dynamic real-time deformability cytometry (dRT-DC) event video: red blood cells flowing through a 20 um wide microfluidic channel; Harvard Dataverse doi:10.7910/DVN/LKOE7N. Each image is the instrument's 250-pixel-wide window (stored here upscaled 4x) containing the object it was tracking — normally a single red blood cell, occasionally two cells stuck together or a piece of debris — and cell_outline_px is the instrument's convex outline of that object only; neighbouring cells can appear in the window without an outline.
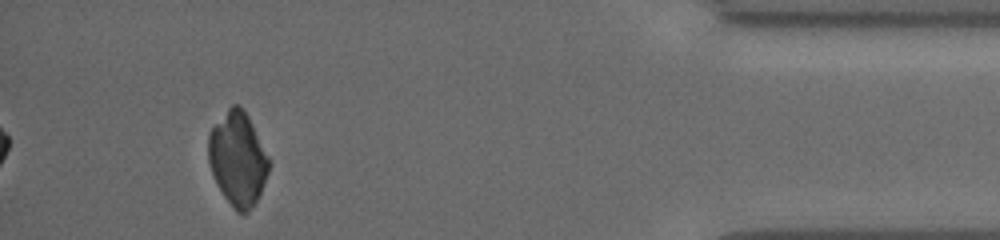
{"species": "common noctule bat (a hibernating species)", "species_latin": "Nyctalus noctula", "temperature_condition": "cold", "stored_images_in_passage": 36, "camera_frame_rate_fps": 3000, "um_per_image_px": 0.085, "animal": {"sex": "female", "body_mass_g": 19.5, "forearm_length_mm": 54.1}, "frame": {"image": 1, "passage_image": 33, "time_ms": 13.0, "image_size_px": [1000, 240], "cell_outline_px": [[272, 164], [260, 192], [256, 200], [248, 212], [244, 216], [236, 212], [224, 196], [216, 184], [208, 160], [208, 136], [212, 128], [228, 108], [232, 104], [240, 104], [244, 108]], "centroid_in_image_um": [20.21, 13.51], "position_along_channel_um": 415.0, "area_um2": 33.06}}